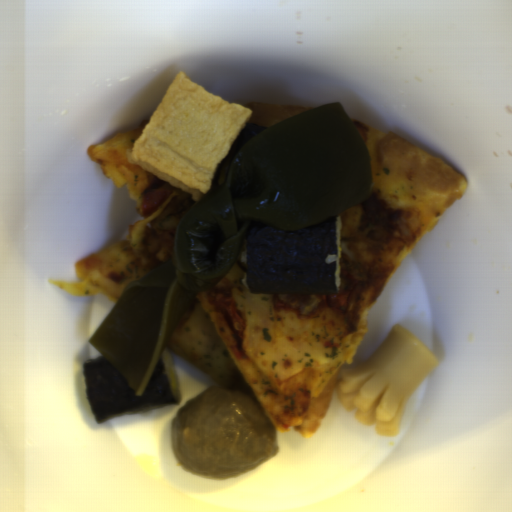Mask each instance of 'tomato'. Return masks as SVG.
<instances>
[{"label":"tomato","mask_w":512,"mask_h":512,"mask_svg":"<svg viewBox=\"0 0 512 512\" xmlns=\"http://www.w3.org/2000/svg\"><path fill=\"white\" fill-rule=\"evenodd\" d=\"M208 302L212 304L217 326L229 346L241 350L244 342V323L233 297L232 286H213L207 290Z\"/></svg>","instance_id":"512abeb7"},{"label":"tomato","mask_w":512,"mask_h":512,"mask_svg":"<svg viewBox=\"0 0 512 512\" xmlns=\"http://www.w3.org/2000/svg\"><path fill=\"white\" fill-rule=\"evenodd\" d=\"M172 189H153L147 191L141 200L143 216L154 214L172 195Z\"/></svg>","instance_id":"da07e99c"}]
</instances>
